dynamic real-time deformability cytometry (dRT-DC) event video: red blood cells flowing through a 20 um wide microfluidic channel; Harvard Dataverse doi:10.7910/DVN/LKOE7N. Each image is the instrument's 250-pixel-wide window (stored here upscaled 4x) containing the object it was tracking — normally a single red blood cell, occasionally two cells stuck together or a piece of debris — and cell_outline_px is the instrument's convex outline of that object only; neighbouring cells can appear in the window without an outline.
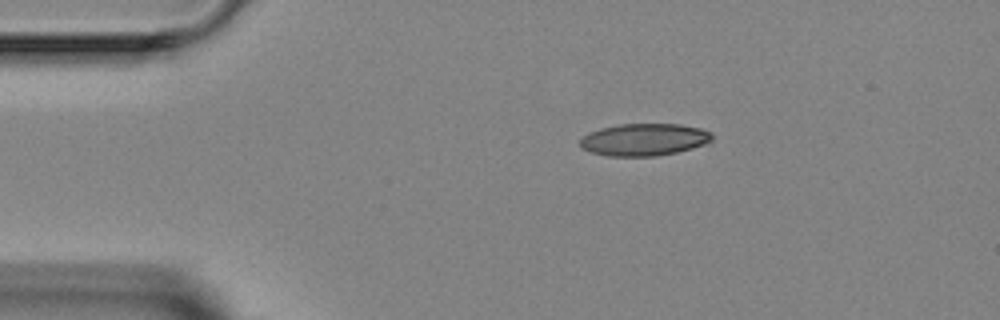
{"species": "Egyptian fruit bat (a non-hibernating species)", "species_latin": "Rousettus aegyptiacus", "temperature_condition": "room temperature", "stored_images_in_passage": 6, "camera_frame_rate_fps": 3000, "um_per_image_px": 0.085, "animal": {"sex": "female"}, "frame": {"image": 1, "passage_image": 6, "time_ms": 5.667, "image_size_px": [1000, 320], "cell_outline_px": [[712, 140], [708, 144], [676, 152], [656, 156], [608, 156], [592, 152], [580, 148], [580, 140], [588, 132], [600, 128], [620, 124], [680, 124], [700, 128], [712, 132]], "centroid_in_image_um": [54.76, 11.86], "position_along_channel_um": 30.2, "area_um2": 24.91}}